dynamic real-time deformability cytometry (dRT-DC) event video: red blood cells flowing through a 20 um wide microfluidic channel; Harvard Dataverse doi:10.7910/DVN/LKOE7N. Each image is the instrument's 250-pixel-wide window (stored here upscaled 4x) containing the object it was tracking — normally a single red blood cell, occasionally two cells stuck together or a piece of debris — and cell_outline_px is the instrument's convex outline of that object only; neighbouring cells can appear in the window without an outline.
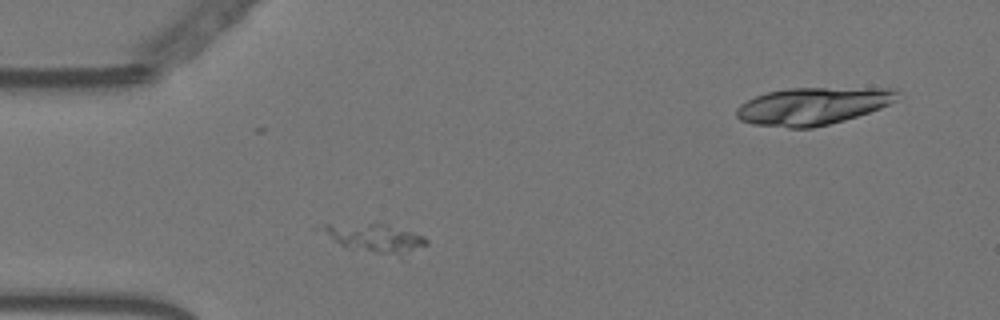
{"species": "Egyptian fruit bat (a non-hibernating species)", "species_latin": "Rousettus aegyptiacus", "temperature_condition": "warm", "stored_images_in_passage": 46, "camera_frame_rate_fps": 3000, "um_per_image_px": 0.085, "animal": {"sex": "female"}, "frame": {"image": 1, "passage_image": 4, "time_ms": 1.0, "image_size_px": [1000, 320], "cell_outline_px": [[428, 244], [404, 260], [344, 248], [332, 240], [320, 228], [324, 224], [380, 220], [416, 232], [424, 236], [428, 240]], "centroid_in_image_um": [31.98, 20.25], "position_along_channel_um": 53.0, "area_um2": 19.71}}
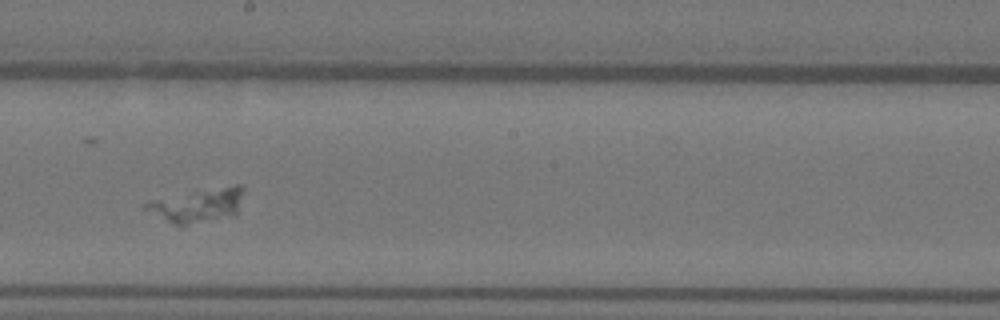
{"frame": {"image": 2, "passage_image": 20, "time_ms": 6.333, "image_size_px": [1000, 320], "cell_outline_px": [[244, 188], [236, 216], [188, 224], [172, 224], [144, 208], [144, 204], [148, 200], [236, 184], [240, 184]], "centroid_in_image_um": [16.84, 17.45], "position_along_channel_um": 231.4, "area_um2": 18.96}}
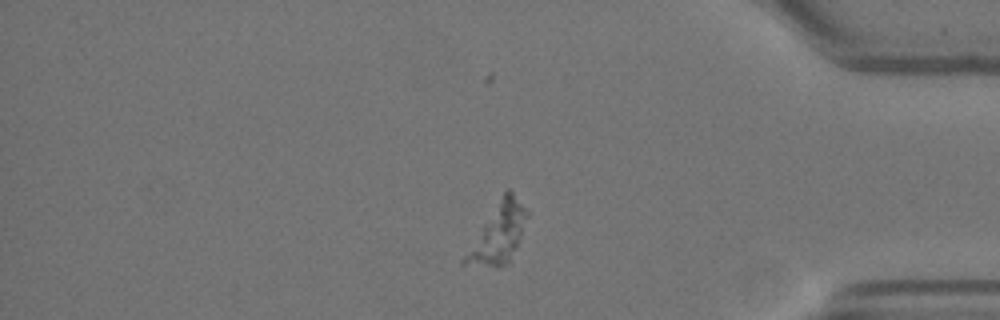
{"frame": {"image": 3, "passage_image": 36, "time_ms": 11.667, "image_size_px": [1000, 320], "cell_outline_px": [[528, 216], [520, 236], [508, 264], [500, 268], [460, 264], [460, 260], [504, 192], [508, 188], [512, 192], [528, 212]], "centroid_in_image_um": [42.32, 19.91], "position_along_channel_um": 392.9, "area_um2": 20.81}}